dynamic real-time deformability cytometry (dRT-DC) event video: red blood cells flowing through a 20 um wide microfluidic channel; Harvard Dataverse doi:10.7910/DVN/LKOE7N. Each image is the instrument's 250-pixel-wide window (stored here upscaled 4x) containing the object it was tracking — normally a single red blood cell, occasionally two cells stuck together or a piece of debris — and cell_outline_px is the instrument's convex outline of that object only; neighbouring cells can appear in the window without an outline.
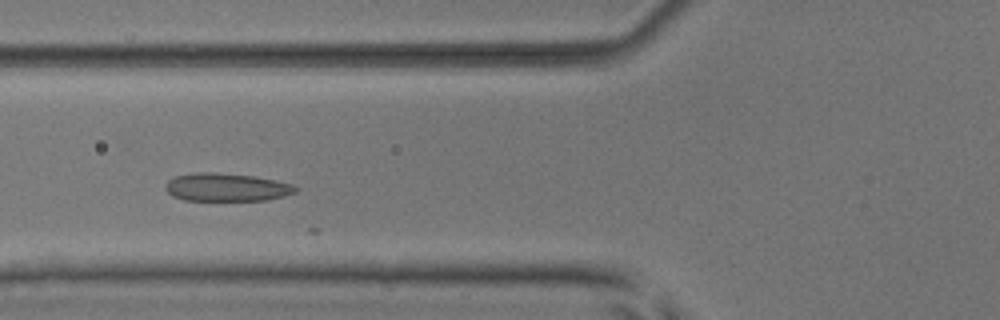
{"species": "common noctule bat (a hibernating species)", "species_latin": "Nyctalus noctula", "temperature_condition": "room temperature", "stored_images_in_passage": 19, "camera_frame_rate_fps": 3000, "um_per_image_px": 0.085, "animal": {"sex": "male", "body_mass_g": 17.9, "forearm_length_mm": 54.2}, "frame": {"image": 1, "passage_image": 14, "time_ms": 4.333, "image_size_px": [1000, 320], "cell_outline_px": [[300, 188], [296, 192], [284, 196], [268, 200], [184, 200], [172, 196], [164, 188], [164, 184], [168, 180], [176, 176], [196, 172], [216, 172], [252, 176], [292, 184]], "centroid_in_image_um": [19.23, 15.92], "position_along_channel_um": 106.6, "area_um2": 21.27}}
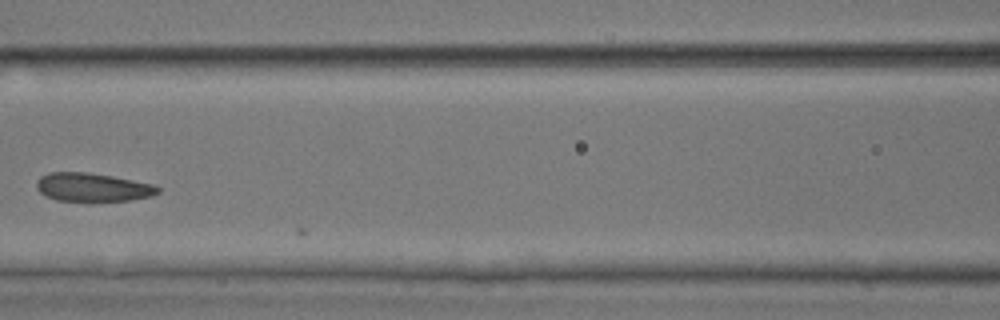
{"frame": {"image": 2, "passage_image": 18, "time_ms": 5.667, "image_size_px": [1000, 320], "cell_outline_px": [[160, 192], [152, 196], [128, 200], [92, 204], [56, 200], [44, 196], [36, 188], [36, 180], [40, 176], [48, 172], [88, 172], [112, 176], [152, 184], [160, 188]], "centroid_in_image_um": [7.82, 15.96], "position_along_channel_um": 158.8, "area_um2": 21.04}}